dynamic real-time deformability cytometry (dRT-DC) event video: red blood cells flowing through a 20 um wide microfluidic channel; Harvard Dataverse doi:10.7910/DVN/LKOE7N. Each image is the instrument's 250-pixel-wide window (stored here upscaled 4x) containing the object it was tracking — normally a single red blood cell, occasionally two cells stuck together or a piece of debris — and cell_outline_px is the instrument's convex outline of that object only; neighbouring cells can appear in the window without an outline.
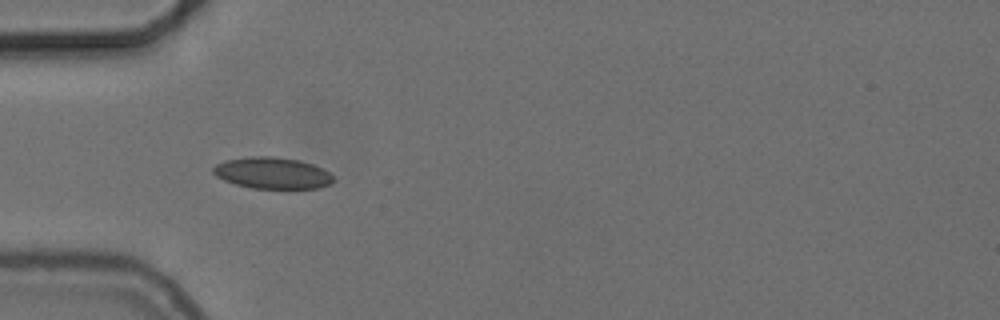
{"species": "common noctule bat (a hibernating species)", "species_latin": "Nyctalus noctula", "temperature_condition": "cold", "stored_images_in_passage": 29, "camera_frame_rate_fps": 3000, "um_per_image_px": 0.085, "animal": {"sex": "female", "body_mass_g": 24.6, "forearm_length_mm": 56.2}, "frame": {"image": 1, "passage_image": 6, "time_ms": 1.667, "image_size_px": [1000, 320], "cell_outline_px": [[336, 180], [332, 184], [320, 188], [252, 188], [236, 184], [224, 180], [216, 176], [212, 172], [212, 168], [216, 164], [228, 160], [248, 156], [272, 156], [300, 160], [312, 164], [328, 172]], "centroid_in_image_um": [23.16, 14.71], "position_along_channel_um": 61.8, "area_um2": 22.02}}
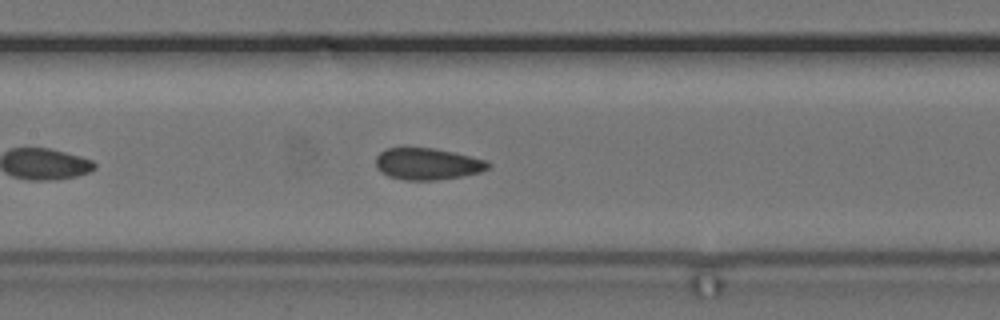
{"frame": {"image": 2, "passage_image": 15, "time_ms": 4.667, "image_size_px": [1000, 320], "cell_outline_px": [[492, 168], [480, 172], [460, 176], [436, 180], [404, 180], [388, 176], [376, 168], [376, 156], [384, 148], [436, 148], [484, 160], [492, 164]], "centroid_in_image_um": [36.32, 13.93], "position_along_channel_um": 171.1, "area_um2": 20.69}}
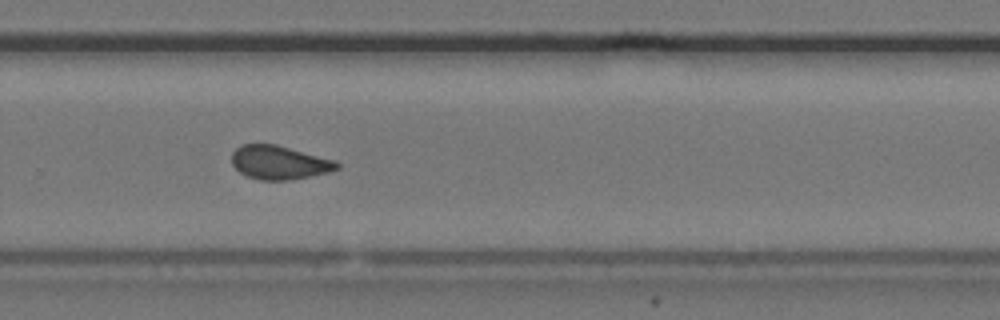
{"frame": {"image": 3, "passage_image": 26, "time_ms": 8.333, "image_size_px": [1000, 320], "cell_outline_px": [[340, 168], [328, 172], [288, 180], [260, 180], [248, 176], [240, 172], [232, 164], [232, 152], [240, 144], [276, 144], [336, 160], [340, 164]], "centroid_in_image_um": [23.74, 13.8], "position_along_channel_um": 306.1, "area_um2": 20.63}}